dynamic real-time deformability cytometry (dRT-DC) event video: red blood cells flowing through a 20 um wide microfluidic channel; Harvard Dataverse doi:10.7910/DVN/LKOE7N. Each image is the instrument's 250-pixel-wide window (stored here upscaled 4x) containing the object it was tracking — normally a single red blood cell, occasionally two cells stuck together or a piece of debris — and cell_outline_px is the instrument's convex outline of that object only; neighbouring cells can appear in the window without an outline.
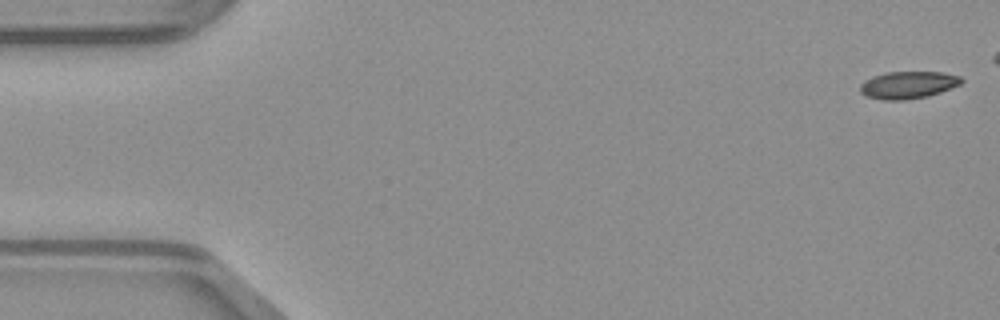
{"species": "common noctule bat (a hibernating species)", "species_latin": "Nyctalus noctula", "temperature_condition": "warm", "stored_images_in_passage": 40, "camera_frame_rate_fps": 3000, "um_per_image_px": 0.085, "animal": {"sex": "male", "body_mass_g": 23.1, "forearm_length_mm": 52.7}, "frame": {"image": 1, "passage_image": 1, "time_ms": 0.0, "image_size_px": [1000, 320], "cell_outline_px": [[964, 80], [960, 84], [940, 92], [928, 96], [904, 100], [884, 100], [864, 96], [860, 92], [860, 84], [864, 80], [872, 76], [884, 72], [944, 72], [960, 76]], "centroid_in_image_um": [77.15, 7.21], "position_along_channel_um": 7.8, "area_um2": 16.24}}
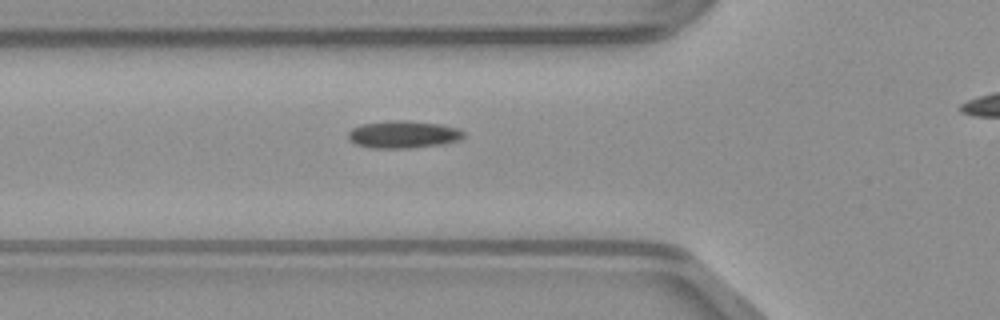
{"frame": {"image": 2, "passage_image": 17, "time_ms": 5.333, "image_size_px": [1000, 320], "cell_outline_px": [[464, 136], [460, 140], [444, 144], [408, 148], [372, 148], [356, 144], [348, 136], [348, 132], [352, 128], [360, 124], [392, 120], [404, 120], [440, 124], [456, 128], [464, 132]], "centroid_in_image_um": [34.28, 11.42], "position_along_channel_um": 91.5, "area_um2": 18.38}}
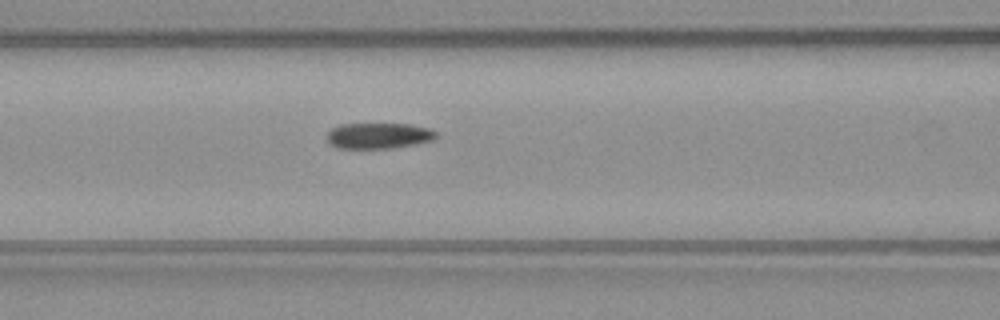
{"frame": {"image": 3, "passage_image": 20, "time_ms": 6.333, "image_size_px": [1000, 320], "cell_outline_px": [[436, 136], [432, 140], [416, 144], [392, 148], [336, 148], [328, 144], [324, 136], [332, 128], [340, 124], [412, 124], [432, 128], [436, 132]], "centroid_in_image_um": [32.14, 11.53], "position_along_channel_um": 134.5, "area_um2": 16.7}}